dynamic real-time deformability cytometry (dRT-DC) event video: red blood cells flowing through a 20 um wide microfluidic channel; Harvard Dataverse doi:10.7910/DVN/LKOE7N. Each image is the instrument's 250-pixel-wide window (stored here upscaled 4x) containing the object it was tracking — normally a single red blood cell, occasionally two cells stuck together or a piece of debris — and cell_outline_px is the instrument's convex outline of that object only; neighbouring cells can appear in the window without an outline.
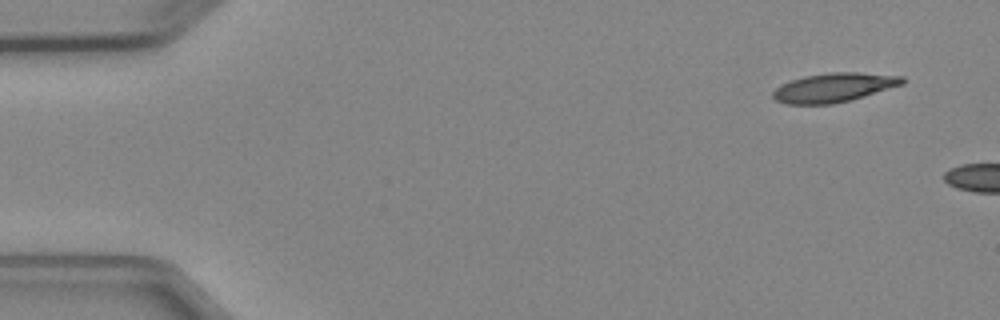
{"species": "Egyptian fruit bat (a non-hibernating species)", "species_latin": "Rousettus aegyptiacus", "temperature_condition": "cold", "stored_images_in_passage": 2, "camera_frame_rate_fps": 3000, "um_per_image_px": 0.085, "animal": {"sex": "female"}, "frame": {"image": 1, "passage_image": 1, "time_ms": 0.0, "image_size_px": [1000, 320], "cell_outline_px": [[904, 84], [852, 100], [832, 104], [784, 104], [776, 100], [772, 96], [772, 92], [776, 88], [792, 80], [804, 76], [828, 72], [856, 72], [904, 76]], "centroid_in_image_um": [70.9, 7.44], "position_along_channel_um": 14.1, "area_um2": 21.96}}